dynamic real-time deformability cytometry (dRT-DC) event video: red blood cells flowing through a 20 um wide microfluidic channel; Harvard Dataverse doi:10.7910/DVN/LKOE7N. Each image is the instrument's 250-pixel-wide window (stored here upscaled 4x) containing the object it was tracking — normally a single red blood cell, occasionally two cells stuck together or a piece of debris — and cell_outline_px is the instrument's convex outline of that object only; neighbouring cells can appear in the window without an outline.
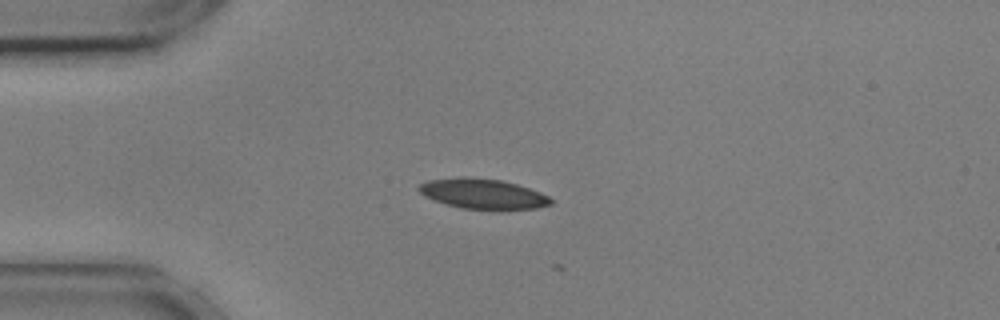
{"species": "common noctule bat (a hibernating species)", "species_latin": "Nyctalus noctula", "temperature_condition": "cold", "stored_images_in_passage": 2, "camera_frame_rate_fps": 3000, "um_per_image_px": 0.085, "animal": {"sex": "male", "body_mass_g": 17.9, "forearm_length_mm": 54.2}, "frame": {"image": 1, "passage_image": 1, "time_ms": 0.0, "image_size_px": [1000, 320], "cell_outline_px": [[552, 204], [536, 208], [500, 212], [460, 208], [444, 204], [432, 200], [424, 196], [416, 188], [420, 184], [428, 180], [464, 176], [500, 180], [516, 184], [540, 192], [548, 196], [552, 200]], "centroid_in_image_um": [41.04, 16.51], "position_along_channel_um": 44.0, "area_um2": 23.93}}